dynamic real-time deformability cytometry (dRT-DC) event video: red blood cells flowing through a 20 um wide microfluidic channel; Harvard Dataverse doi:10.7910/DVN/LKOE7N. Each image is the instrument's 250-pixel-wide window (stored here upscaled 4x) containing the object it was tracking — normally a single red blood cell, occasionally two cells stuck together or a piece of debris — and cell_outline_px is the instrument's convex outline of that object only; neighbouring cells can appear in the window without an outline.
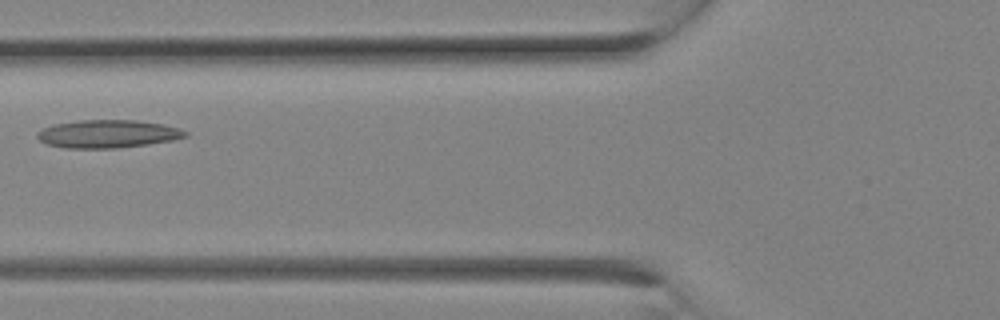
{"species": "Egyptian fruit bat (a non-hibernating species)", "species_latin": "Rousettus aegyptiacus", "temperature_condition": "room temperature", "stored_images_in_passage": 7, "camera_frame_rate_fps": 3000, "um_per_image_px": 0.085, "animal": {"sex": "female"}, "frame": {"image": 1, "passage_image": 3, "time_ms": 0.667, "image_size_px": [1000, 320], "cell_outline_px": [[188, 136], [172, 140], [148, 144], [116, 148], [64, 148], [44, 144], [36, 136], [36, 132], [44, 128], [56, 124], [80, 120], [136, 120], [164, 124], [188, 132]], "centroid_in_image_um": [9.14, 11.38], "position_along_channel_um": 116.7, "area_um2": 24.1}}
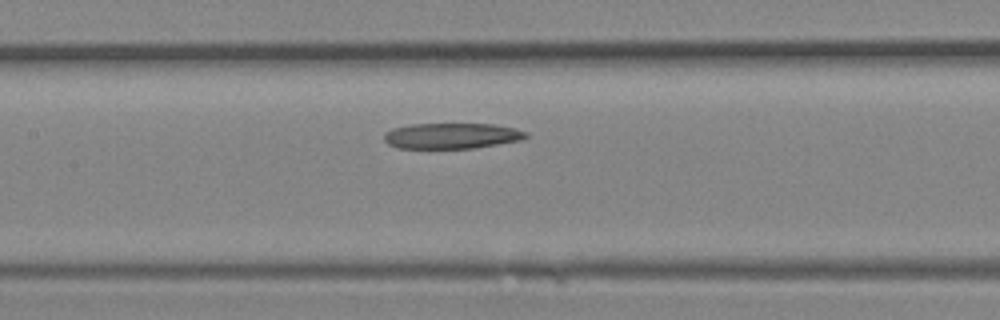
{"frame": {"image": 2, "passage_image": 5, "time_ms": 1.333, "image_size_px": [1000, 320], "cell_outline_px": [[528, 136], [520, 140], [472, 148], [396, 148], [388, 144], [384, 140], [384, 132], [392, 128], [412, 124], [492, 124], [516, 128], [528, 132]], "centroid_in_image_um": [38.36, 11.54], "position_along_channel_um": 169.0, "area_um2": 21.21}}
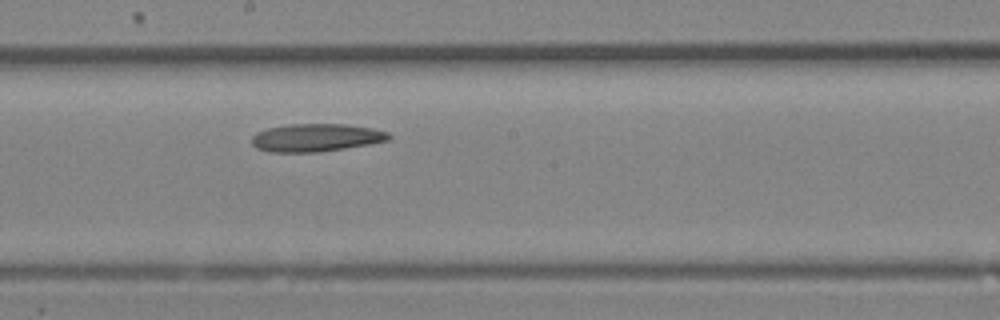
{"frame": {"image": 3, "passage_image": 7, "time_ms": 2.0, "image_size_px": [1000, 320], "cell_outline_px": [[392, 136], [388, 140], [368, 144], [320, 152], [268, 152], [256, 148], [252, 144], [252, 136], [256, 132], [268, 128], [288, 124], [344, 124], [372, 128], [388, 132]], "centroid_in_image_um": [26.83, 11.7], "position_along_channel_um": 221.4, "area_um2": 22.25}}